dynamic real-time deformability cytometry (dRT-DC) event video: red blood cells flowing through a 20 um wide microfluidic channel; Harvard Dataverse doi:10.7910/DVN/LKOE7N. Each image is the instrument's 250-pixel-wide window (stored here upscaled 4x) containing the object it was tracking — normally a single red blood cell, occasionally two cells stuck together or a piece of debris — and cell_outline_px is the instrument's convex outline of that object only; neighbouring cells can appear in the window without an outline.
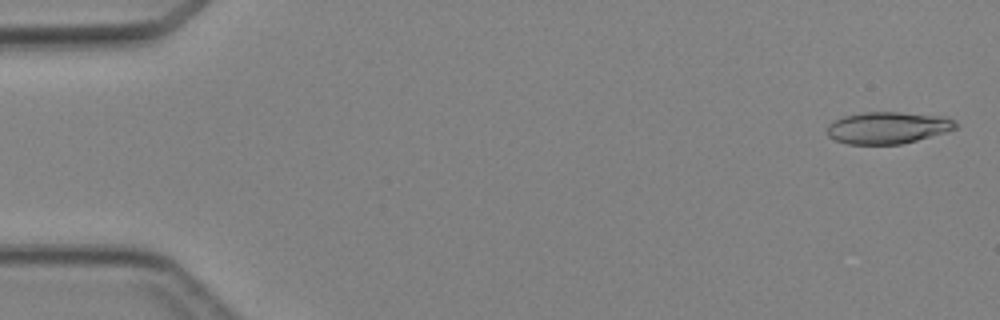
{"species": "Egyptian fruit bat (a non-hibernating species)", "species_latin": "Rousettus aegyptiacus", "temperature_condition": "cold", "stored_images_in_passage": 4, "camera_frame_rate_fps": 3000, "um_per_image_px": 0.085, "animal": {"sex": "female"}, "frame": {"image": 1, "passage_image": 1, "time_ms": 0.0, "image_size_px": [1000, 320], "cell_outline_px": [[956, 128], [944, 132], [916, 140], [900, 144], [848, 144], [836, 140], [828, 136], [828, 124], [844, 116], [864, 112], [900, 112], [944, 116], [956, 120]], "centroid_in_image_um": [75.46, 10.85], "position_along_channel_um": 9.5, "area_um2": 23.64}}
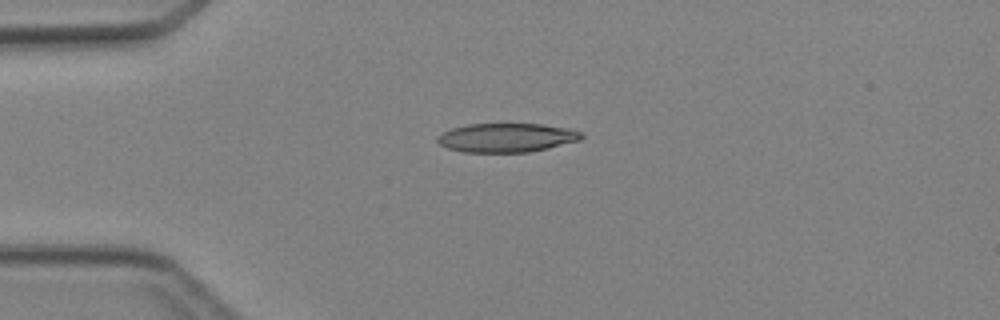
{"frame": {"image": 2, "passage_image": 3, "time_ms": 3.333, "image_size_px": [1000, 320], "cell_outline_px": [[584, 136], [580, 140], [548, 148], [528, 152], [464, 152], [448, 148], [440, 144], [436, 140], [436, 136], [452, 128], [468, 124], [540, 124], [572, 128], [584, 132]], "centroid_in_image_um": [43.1, 11.69], "position_along_channel_um": 41.9, "area_um2": 24.39}}
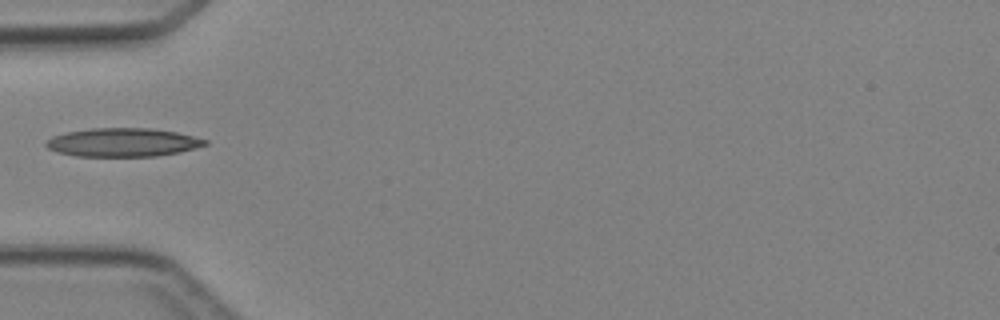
{"frame": {"image": 3, "passage_image": 4, "time_ms": 4.667, "image_size_px": [1000, 320], "cell_outline_px": [[208, 144], [196, 148], [180, 152], [156, 156], [76, 156], [56, 152], [48, 148], [44, 144], [52, 136], [64, 132], [92, 128], [152, 128], [176, 132], [208, 140]], "centroid_in_image_um": [10.43, 12.1], "position_along_channel_um": 74.6, "area_um2": 26.53}}